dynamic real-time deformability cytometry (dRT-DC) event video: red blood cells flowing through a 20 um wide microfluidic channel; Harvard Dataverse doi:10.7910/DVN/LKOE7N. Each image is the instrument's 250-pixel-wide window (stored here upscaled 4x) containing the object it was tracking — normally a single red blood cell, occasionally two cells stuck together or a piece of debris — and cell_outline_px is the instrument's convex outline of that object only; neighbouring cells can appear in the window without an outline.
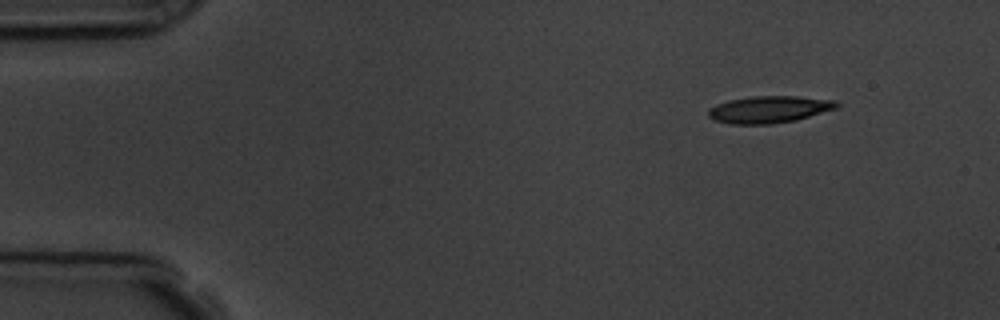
{"species": "common noctule bat (a hibernating species)", "species_latin": "Nyctalus noctula", "temperature_condition": "room temperature", "stored_images_in_passage": 4, "camera_frame_rate_fps": 3000, "um_per_image_px": 0.085, "animal": {"sex": "male", "body_mass_g": 19.5, "forearm_length_mm": 54.6}, "frame": {"image": 1, "passage_image": 1, "time_ms": 0.0, "image_size_px": [1000, 320], "cell_outline_px": [[840, 104], [836, 108], [796, 120], [772, 124], [732, 124], [716, 120], [708, 116], [708, 108], [716, 104], [728, 100], [752, 96], [796, 96], [836, 100]], "centroid_in_image_um": [65.37, 9.29], "position_along_channel_um": 19.6, "area_um2": 20.17}}